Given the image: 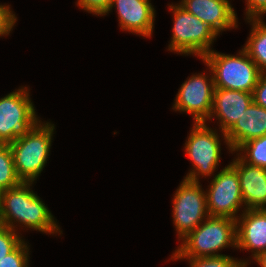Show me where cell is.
Segmentation results:
<instances>
[{"instance_id":"cell-1","label":"cell","mask_w":266,"mask_h":267,"mask_svg":"<svg viewBox=\"0 0 266 267\" xmlns=\"http://www.w3.org/2000/svg\"><path fill=\"white\" fill-rule=\"evenodd\" d=\"M33 182H21L18 186L0 192V225L17 231L31 228L46 234H62L49 208L30 187ZM17 223V225H14Z\"/></svg>"},{"instance_id":"cell-2","label":"cell","mask_w":266,"mask_h":267,"mask_svg":"<svg viewBox=\"0 0 266 267\" xmlns=\"http://www.w3.org/2000/svg\"><path fill=\"white\" fill-rule=\"evenodd\" d=\"M172 254V258L225 256L218 251L226 247L237 249L236 220L229 217L208 216L190 232Z\"/></svg>"},{"instance_id":"cell-3","label":"cell","mask_w":266,"mask_h":267,"mask_svg":"<svg viewBox=\"0 0 266 267\" xmlns=\"http://www.w3.org/2000/svg\"><path fill=\"white\" fill-rule=\"evenodd\" d=\"M54 130V124L40 120L25 136L9 144L21 182H35L40 176L49 158Z\"/></svg>"},{"instance_id":"cell-4","label":"cell","mask_w":266,"mask_h":267,"mask_svg":"<svg viewBox=\"0 0 266 267\" xmlns=\"http://www.w3.org/2000/svg\"><path fill=\"white\" fill-rule=\"evenodd\" d=\"M202 61L212 71L214 88L253 93L261 72L242 48L237 55L212 50Z\"/></svg>"},{"instance_id":"cell-5","label":"cell","mask_w":266,"mask_h":267,"mask_svg":"<svg viewBox=\"0 0 266 267\" xmlns=\"http://www.w3.org/2000/svg\"><path fill=\"white\" fill-rule=\"evenodd\" d=\"M173 13L172 37L169 51L183 55H195L200 59L213 49L210 48L217 34L202 20L178 4L168 5Z\"/></svg>"},{"instance_id":"cell-6","label":"cell","mask_w":266,"mask_h":267,"mask_svg":"<svg viewBox=\"0 0 266 267\" xmlns=\"http://www.w3.org/2000/svg\"><path fill=\"white\" fill-rule=\"evenodd\" d=\"M28 87L0 98V144H10L25 136L40 121Z\"/></svg>"},{"instance_id":"cell-7","label":"cell","mask_w":266,"mask_h":267,"mask_svg":"<svg viewBox=\"0 0 266 267\" xmlns=\"http://www.w3.org/2000/svg\"><path fill=\"white\" fill-rule=\"evenodd\" d=\"M185 143V154L192 162L193 168L184 177L188 181L199 182L202 177L214 175L220 163V134L208 127L206 122L194 123Z\"/></svg>"},{"instance_id":"cell-8","label":"cell","mask_w":266,"mask_h":267,"mask_svg":"<svg viewBox=\"0 0 266 267\" xmlns=\"http://www.w3.org/2000/svg\"><path fill=\"white\" fill-rule=\"evenodd\" d=\"M174 194L173 223L179 240H182L210 216L206 191L200 182L183 179Z\"/></svg>"},{"instance_id":"cell-9","label":"cell","mask_w":266,"mask_h":267,"mask_svg":"<svg viewBox=\"0 0 266 267\" xmlns=\"http://www.w3.org/2000/svg\"><path fill=\"white\" fill-rule=\"evenodd\" d=\"M210 182L209 190L206 191L209 215L236 220L241 206L245 210L237 169L230 163L213 176Z\"/></svg>"},{"instance_id":"cell-10","label":"cell","mask_w":266,"mask_h":267,"mask_svg":"<svg viewBox=\"0 0 266 267\" xmlns=\"http://www.w3.org/2000/svg\"><path fill=\"white\" fill-rule=\"evenodd\" d=\"M211 75L195 74L182 83L173 110L192 115L194 123L206 122L213 105L214 81ZM210 77V78H209Z\"/></svg>"},{"instance_id":"cell-11","label":"cell","mask_w":266,"mask_h":267,"mask_svg":"<svg viewBox=\"0 0 266 267\" xmlns=\"http://www.w3.org/2000/svg\"><path fill=\"white\" fill-rule=\"evenodd\" d=\"M252 101V93L214 88L212 111L208 120H213L214 117L218 119L221 136L231 153L233 151L226 138V133L236 124Z\"/></svg>"},{"instance_id":"cell-12","label":"cell","mask_w":266,"mask_h":267,"mask_svg":"<svg viewBox=\"0 0 266 267\" xmlns=\"http://www.w3.org/2000/svg\"><path fill=\"white\" fill-rule=\"evenodd\" d=\"M115 7L118 14L119 26L122 30L152 37L155 8L149 1L144 0H112L107 15Z\"/></svg>"},{"instance_id":"cell-13","label":"cell","mask_w":266,"mask_h":267,"mask_svg":"<svg viewBox=\"0 0 266 267\" xmlns=\"http://www.w3.org/2000/svg\"><path fill=\"white\" fill-rule=\"evenodd\" d=\"M181 7L206 23L217 35L238 27V18L229 0H181Z\"/></svg>"},{"instance_id":"cell-14","label":"cell","mask_w":266,"mask_h":267,"mask_svg":"<svg viewBox=\"0 0 266 267\" xmlns=\"http://www.w3.org/2000/svg\"><path fill=\"white\" fill-rule=\"evenodd\" d=\"M236 219L237 248L256 258L266 251V209L242 210Z\"/></svg>"},{"instance_id":"cell-15","label":"cell","mask_w":266,"mask_h":267,"mask_svg":"<svg viewBox=\"0 0 266 267\" xmlns=\"http://www.w3.org/2000/svg\"><path fill=\"white\" fill-rule=\"evenodd\" d=\"M230 163L239 175L245 210L266 209V169L247 164L239 156Z\"/></svg>"},{"instance_id":"cell-16","label":"cell","mask_w":266,"mask_h":267,"mask_svg":"<svg viewBox=\"0 0 266 267\" xmlns=\"http://www.w3.org/2000/svg\"><path fill=\"white\" fill-rule=\"evenodd\" d=\"M265 135L266 109L252 101L236 124L226 133V138L235 153L245 142Z\"/></svg>"},{"instance_id":"cell-17","label":"cell","mask_w":266,"mask_h":267,"mask_svg":"<svg viewBox=\"0 0 266 267\" xmlns=\"http://www.w3.org/2000/svg\"><path fill=\"white\" fill-rule=\"evenodd\" d=\"M251 26L250 36L243 49L257 64L261 73H266V23L262 19H247Z\"/></svg>"},{"instance_id":"cell-18","label":"cell","mask_w":266,"mask_h":267,"mask_svg":"<svg viewBox=\"0 0 266 267\" xmlns=\"http://www.w3.org/2000/svg\"><path fill=\"white\" fill-rule=\"evenodd\" d=\"M236 152H239L236 155L247 164L266 169V135L245 142Z\"/></svg>"},{"instance_id":"cell-19","label":"cell","mask_w":266,"mask_h":267,"mask_svg":"<svg viewBox=\"0 0 266 267\" xmlns=\"http://www.w3.org/2000/svg\"><path fill=\"white\" fill-rule=\"evenodd\" d=\"M21 183L15 172L14 159L9 144H0V192Z\"/></svg>"},{"instance_id":"cell-20","label":"cell","mask_w":266,"mask_h":267,"mask_svg":"<svg viewBox=\"0 0 266 267\" xmlns=\"http://www.w3.org/2000/svg\"><path fill=\"white\" fill-rule=\"evenodd\" d=\"M186 259L190 267H247L249 260H238L230 255L218 257H198V258H170V260Z\"/></svg>"},{"instance_id":"cell-21","label":"cell","mask_w":266,"mask_h":267,"mask_svg":"<svg viewBox=\"0 0 266 267\" xmlns=\"http://www.w3.org/2000/svg\"><path fill=\"white\" fill-rule=\"evenodd\" d=\"M29 246L23 240L11 253L1 261L0 267H28Z\"/></svg>"},{"instance_id":"cell-22","label":"cell","mask_w":266,"mask_h":267,"mask_svg":"<svg viewBox=\"0 0 266 267\" xmlns=\"http://www.w3.org/2000/svg\"><path fill=\"white\" fill-rule=\"evenodd\" d=\"M24 239L15 230L0 225V261L11 253Z\"/></svg>"},{"instance_id":"cell-23","label":"cell","mask_w":266,"mask_h":267,"mask_svg":"<svg viewBox=\"0 0 266 267\" xmlns=\"http://www.w3.org/2000/svg\"><path fill=\"white\" fill-rule=\"evenodd\" d=\"M11 10L10 5H0V37L10 35L17 17Z\"/></svg>"},{"instance_id":"cell-24","label":"cell","mask_w":266,"mask_h":267,"mask_svg":"<svg viewBox=\"0 0 266 267\" xmlns=\"http://www.w3.org/2000/svg\"><path fill=\"white\" fill-rule=\"evenodd\" d=\"M111 2L112 0H77L76 5L88 13L103 16L109 10Z\"/></svg>"},{"instance_id":"cell-25","label":"cell","mask_w":266,"mask_h":267,"mask_svg":"<svg viewBox=\"0 0 266 267\" xmlns=\"http://www.w3.org/2000/svg\"><path fill=\"white\" fill-rule=\"evenodd\" d=\"M246 20L263 19L266 14V0H246Z\"/></svg>"},{"instance_id":"cell-26","label":"cell","mask_w":266,"mask_h":267,"mask_svg":"<svg viewBox=\"0 0 266 267\" xmlns=\"http://www.w3.org/2000/svg\"><path fill=\"white\" fill-rule=\"evenodd\" d=\"M252 94L253 101L266 109V73H261Z\"/></svg>"},{"instance_id":"cell-27","label":"cell","mask_w":266,"mask_h":267,"mask_svg":"<svg viewBox=\"0 0 266 267\" xmlns=\"http://www.w3.org/2000/svg\"><path fill=\"white\" fill-rule=\"evenodd\" d=\"M260 267H266V251L260 253L256 258H254Z\"/></svg>"}]
</instances>
